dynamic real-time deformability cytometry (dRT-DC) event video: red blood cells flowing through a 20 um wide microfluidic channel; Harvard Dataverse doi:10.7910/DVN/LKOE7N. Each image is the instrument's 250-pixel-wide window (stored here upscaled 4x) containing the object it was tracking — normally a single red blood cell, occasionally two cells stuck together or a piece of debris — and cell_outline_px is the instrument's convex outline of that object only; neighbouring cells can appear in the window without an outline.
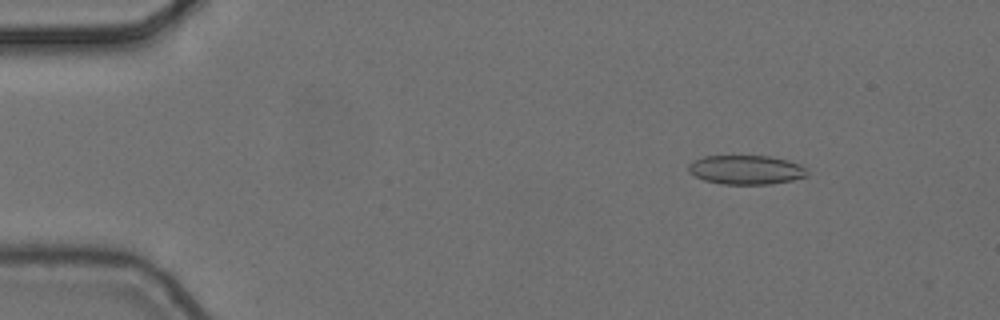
{"species": "common noctule bat (a hibernating species)", "species_latin": "Nyctalus noctula", "temperature_condition": "cold", "stored_images_in_passage": 6, "camera_frame_rate_fps": 3000, "um_per_image_px": 0.085, "animal": {"sex": "female", "body_mass_g": 24.6, "forearm_length_mm": 56.2}, "frame": {"image": 1, "passage_image": 1, "time_ms": 0.0, "image_size_px": [1000, 320], "cell_outline_px": [[808, 176], [792, 180], [772, 184], [720, 184], [704, 180], [688, 172], [688, 164], [692, 160], [704, 156], [768, 156], [788, 160], [800, 164], [808, 172]], "centroid_in_image_um": [63.4, 14.43], "position_along_channel_um": 21.6, "area_um2": 20.29}}
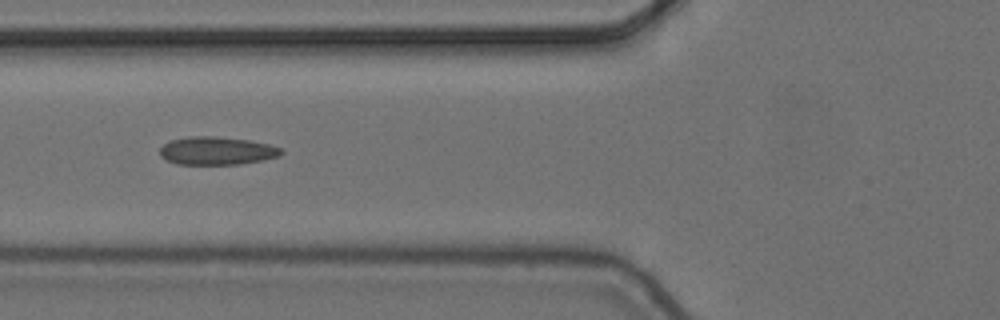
{"frame": {"image": 2, "passage_image": 5, "time_ms": 1.333, "image_size_px": [1000, 320], "cell_outline_px": [[284, 152], [280, 156], [264, 160], [240, 164], [176, 164], [160, 156], [160, 148], [164, 144], [172, 140], [188, 136], [216, 136], [252, 140], [284, 148]], "centroid_in_image_um": [18.48, 12.81], "position_along_channel_um": 107.3, "area_um2": 20.06}}
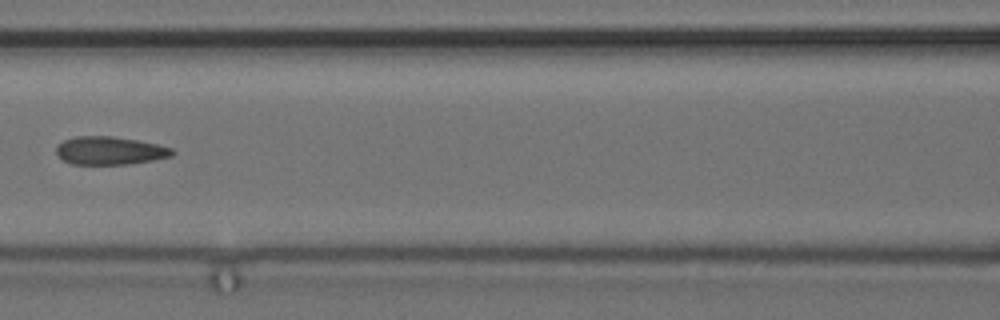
{"frame": {"image": 3, "passage_image": 6, "time_ms": 1.667, "image_size_px": [1000, 320], "cell_outline_px": [[176, 152], [172, 156], [152, 160], [128, 164], [72, 164], [64, 160], [56, 152], [56, 144], [64, 140], [76, 136], [112, 136], [136, 140], [156, 144], [172, 148]], "centroid_in_image_um": [9.33, 12.8], "position_along_channel_um": 157.3, "area_um2": 18.9}}